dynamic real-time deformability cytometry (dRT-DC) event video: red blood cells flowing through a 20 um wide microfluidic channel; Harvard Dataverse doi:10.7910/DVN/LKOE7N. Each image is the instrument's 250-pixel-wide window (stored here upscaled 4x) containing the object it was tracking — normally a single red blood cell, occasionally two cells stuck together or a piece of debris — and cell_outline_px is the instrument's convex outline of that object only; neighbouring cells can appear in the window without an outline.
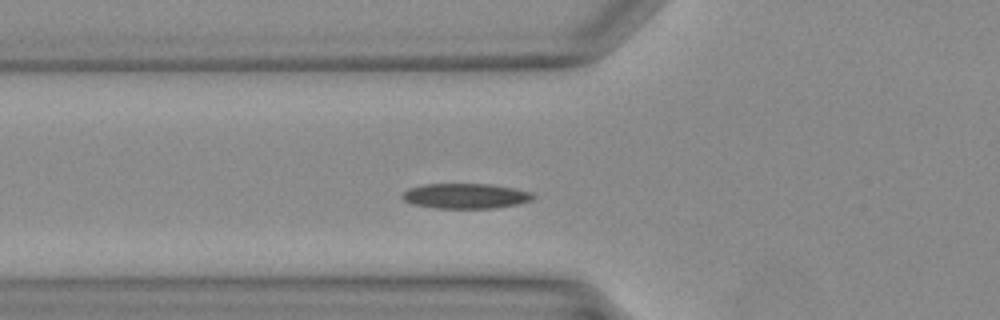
{"species": "Egyptian fruit bat (a non-hibernating species)", "species_latin": "Rousettus aegyptiacus", "temperature_condition": "warm", "stored_images_in_passage": 27, "camera_frame_rate_fps": 3000, "um_per_image_px": 0.085, "animal": {"sex": "female"}, "frame": {"image": 1, "passage_image": 2, "time_ms": 0.333, "image_size_px": [1000, 320], "cell_outline_px": [[536, 196], [532, 200], [516, 204], [492, 208], [436, 208], [412, 204], [404, 200], [400, 196], [408, 188], [424, 184], [492, 184], [532, 192]], "centroid_in_image_um": [39.55, 16.65], "position_along_channel_um": 86.2, "area_um2": 19.13}}
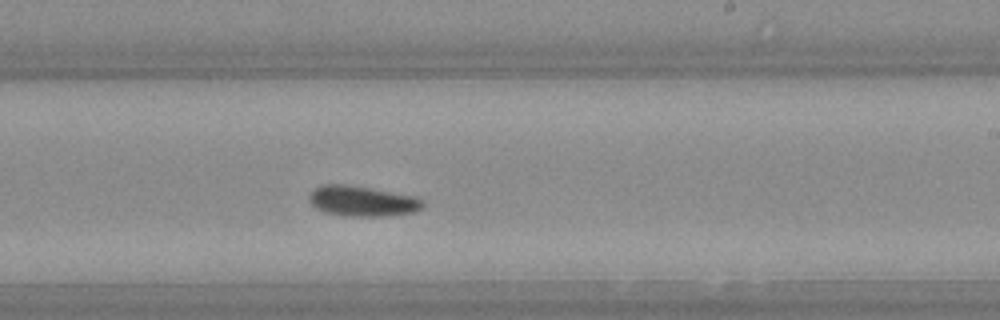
{"frame": {"image": 2, "passage_image": 12, "time_ms": 3.667, "image_size_px": [1000, 320], "cell_outline_px": [[424, 204], [420, 208], [412, 212], [384, 216], [344, 216], [324, 212], [316, 208], [308, 200], [308, 196], [312, 188], [320, 184], [344, 184], [368, 188], [412, 196], [424, 200]], "centroid_in_image_um": [30.7, 17.09], "position_along_channel_um": 258.3, "area_um2": 20.0}}
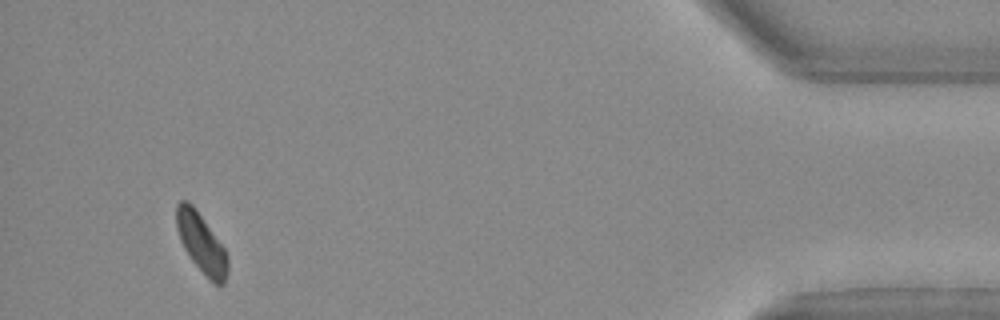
{"frame": {"image": 3, "passage_image": 25, "time_ms": 8.0, "image_size_px": [1000, 320], "cell_outline_px": [[228, 272], [224, 284], [216, 284], [192, 260], [184, 248], [180, 240], [176, 228], [176, 204], [180, 200], [188, 200], [192, 204], [224, 248], [228, 256]], "centroid_in_image_um": [17.1, 20.62], "position_along_channel_um": 418.1, "area_um2": 17.34}}